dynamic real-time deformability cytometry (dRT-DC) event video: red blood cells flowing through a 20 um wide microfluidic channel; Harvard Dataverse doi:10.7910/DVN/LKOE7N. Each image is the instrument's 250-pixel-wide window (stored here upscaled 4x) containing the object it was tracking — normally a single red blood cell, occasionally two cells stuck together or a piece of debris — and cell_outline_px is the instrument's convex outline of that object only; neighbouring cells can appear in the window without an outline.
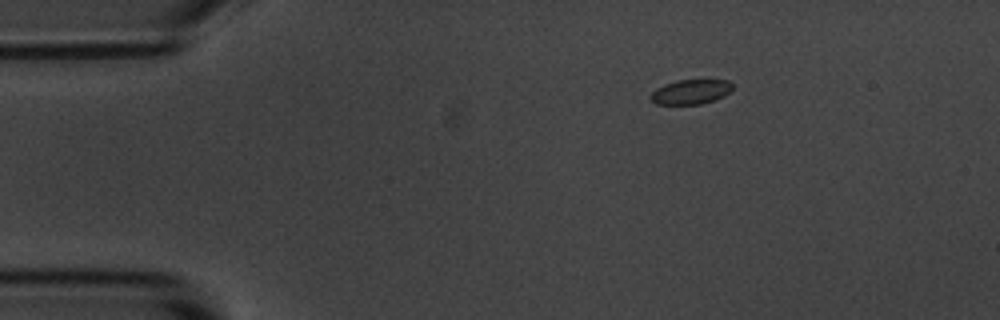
{"species": "common noctule bat (a hibernating species)", "species_latin": "Nyctalus noctula", "temperature_condition": "room temperature", "stored_images_in_passage": 3, "camera_frame_rate_fps": 3000, "um_per_image_px": 0.085, "animal": {"sex": "male", "body_mass_g": 20.1, "forearm_length_mm": 53.5}, "frame": {"image": 1, "passage_image": 1, "time_ms": 0.0, "image_size_px": [1000, 320], "cell_outline_px": [[732, 88], [724, 96], [716, 100], [700, 104], [656, 104], [648, 96], [656, 88], [664, 84], [676, 80], [728, 80], [732, 84]], "centroid_in_image_um": [58.69, 7.8], "position_along_channel_um": 26.3, "area_um2": 11.79}}